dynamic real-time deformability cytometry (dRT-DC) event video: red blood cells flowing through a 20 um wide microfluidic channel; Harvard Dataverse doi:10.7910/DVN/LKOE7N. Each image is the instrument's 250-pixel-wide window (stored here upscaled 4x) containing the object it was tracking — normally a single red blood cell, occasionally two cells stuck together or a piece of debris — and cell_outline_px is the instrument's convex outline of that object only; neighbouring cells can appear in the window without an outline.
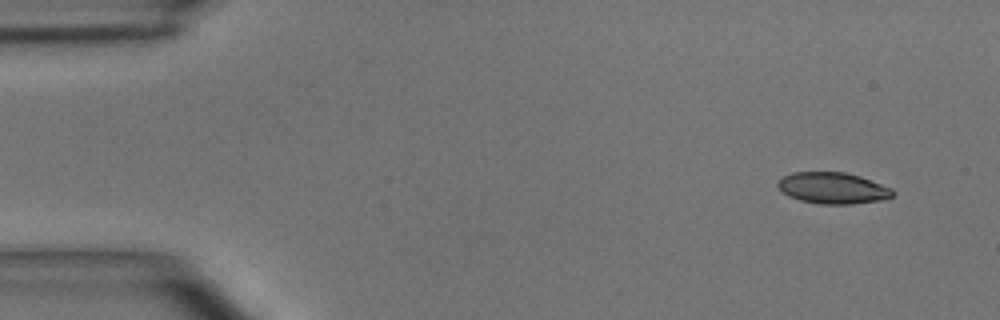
{"species": "common noctule bat (a hibernating species)", "species_latin": "Nyctalus noctula", "temperature_condition": "room temperature", "stored_images_in_passage": 46, "camera_frame_rate_fps": 3000, "um_per_image_px": 0.085, "animal": {"sex": "male", "body_mass_g": 15.6}, "frame": {"image": 1, "passage_image": 1, "time_ms": 0.0, "image_size_px": [1000, 320], "cell_outline_px": [[896, 192], [892, 196], [884, 200], [852, 204], [820, 204], [800, 200], [788, 196], [776, 184], [784, 176], [792, 172], [844, 172], [860, 176], [892, 188]], "centroid_in_image_um": [70.83, 15.99], "position_along_channel_um": 14.2, "area_um2": 20.98}}
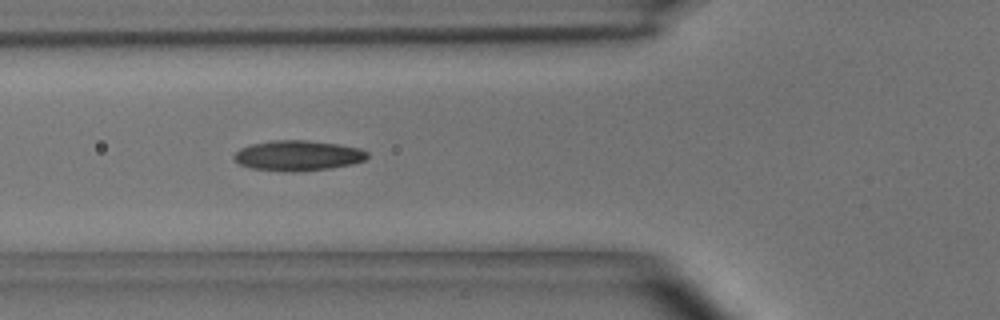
{"frame": {"image": 2, "passage_image": 15, "time_ms": 4.667, "image_size_px": [1000, 320], "cell_outline_px": [[368, 156], [364, 160], [352, 164], [328, 168], [292, 172], [252, 168], [240, 164], [232, 156], [240, 148], [252, 144], [272, 140], [308, 140], [340, 144], [360, 148], [368, 152]], "centroid_in_image_um": [25.33, 13.21], "position_along_channel_um": 100.5, "area_um2": 23.41}}
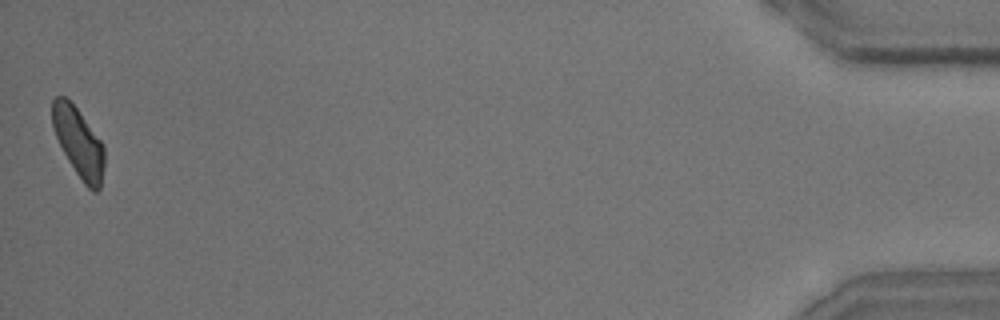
{"frame": {"image": 3, "passage_image": 46, "time_ms": 15.0, "image_size_px": [1000, 320], "cell_outline_px": [[104, 168], [100, 188], [96, 192], [92, 192], [84, 184], [68, 160], [56, 136], [52, 124], [52, 100], [56, 96], [64, 96], [76, 108], [104, 144]], "centroid_in_image_um": [6.7, 12.13], "position_along_channel_um": 428.5, "area_um2": 20.81}, "authors_computed_cell_mechanics": {"area_um2": 21.8484, "velocity_mm_per_s": 4.064, "shape_relaxation_time_tau1_ms": 6.0062, "shape_relaxation_time_tau2_ms": 2.8934, "deformation_change_tau1": 0.165, "deformation_change_tau2": 0.1004}}